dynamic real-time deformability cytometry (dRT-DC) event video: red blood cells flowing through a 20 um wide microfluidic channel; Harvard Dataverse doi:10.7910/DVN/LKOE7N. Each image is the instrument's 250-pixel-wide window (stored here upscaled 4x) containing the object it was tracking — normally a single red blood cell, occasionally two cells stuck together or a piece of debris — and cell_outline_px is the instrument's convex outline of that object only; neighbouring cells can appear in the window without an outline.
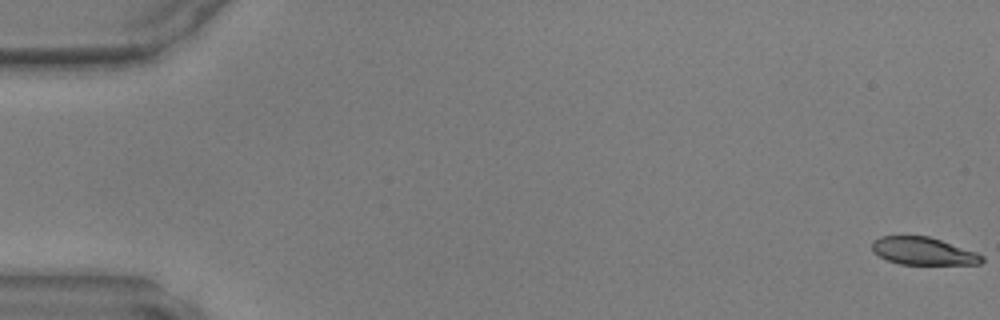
{"species": "common noctule bat (a hibernating species)", "species_latin": "Nyctalus noctula", "temperature_condition": "warm", "stored_images_in_passage": 48, "camera_frame_rate_fps": 3000, "um_per_image_px": 0.085, "animal": {"sex": "male", "body_mass_g": 17.9, "forearm_length_mm": 54.2}, "frame": {"image": 1, "passage_image": 1, "time_ms": 0.0, "image_size_px": [1000, 320], "cell_outline_px": [[984, 260], [980, 264], [900, 264], [888, 260], [872, 252], [872, 240], [880, 236], [928, 236], [976, 252], [984, 256]], "centroid_in_image_um": [78.45, 21.34], "position_along_channel_um": 6.5, "area_um2": 17.57}}
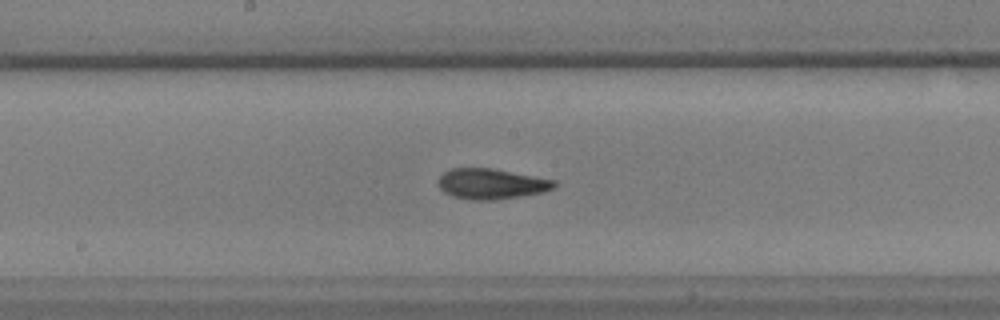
{"frame": {"image": 2, "passage_image": 26, "time_ms": 8.333, "image_size_px": [1000, 320], "cell_outline_px": [[556, 188], [544, 192], [496, 200], [472, 200], [452, 196], [444, 192], [440, 188], [440, 176], [444, 172], [452, 168], [492, 168], [556, 180]], "centroid_in_image_um": [41.8, 15.63], "position_along_channel_um": 206.4, "area_um2": 20.58}}
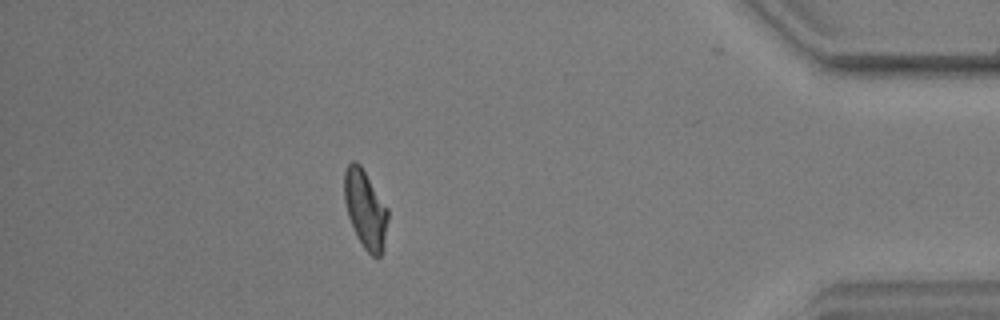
{"frame": {"image": 3, "passage_image": 43, "time_ms": 14.0, "image_size_px": [1000, 320], "cell_outline_px": [[388, 220], [384, 248], [380, 256], [376, 260], [364, 248], [348, 216], [344, 200], [344, 172], [348, 164], [352, 160], [356, 160], [360, 164], [388, 208]], "centroid_in_image_um": [31.07, 17.78], "position_along_channel_um": 404.1, "area_um2": 19.88}}